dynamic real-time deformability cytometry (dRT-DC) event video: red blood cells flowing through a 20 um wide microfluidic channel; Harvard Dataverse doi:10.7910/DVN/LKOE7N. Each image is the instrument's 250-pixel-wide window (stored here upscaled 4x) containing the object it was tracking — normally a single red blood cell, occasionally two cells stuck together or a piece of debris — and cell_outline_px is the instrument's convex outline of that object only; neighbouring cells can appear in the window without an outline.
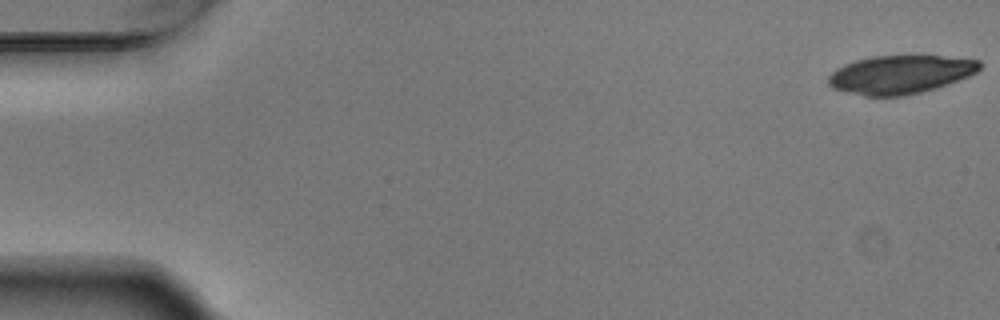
{"species": "Egyptian fruit bat (a non-hibernating species)", "species_latin": "Rousettus aegyptiacus", "temperature_condition": "warm", "stored_images_in_passage": 5, "camera_frame_rate_fps": 3000, "um_per_image_px": 0.085, "animal": {"sex": "male"}, "frame": {"image": 1, "passage_image": 1, "time_ms": 0.0, "image_size_px": [1000, 320], "cell_outline_px": [[980, 68], [976, 72], [968, 76], [948, 84], [936, 88], [904, 96], [864, 96], [832, 88], [828, 84], [828, 76], [836, 68], [844, 64], [856, 60], [872, 56], [940, 56], [980, 60]], "centroid_in_image_um": [76.49, 6.33], "position_along_channel_um": 8.5, "area_um2": 33.76}}